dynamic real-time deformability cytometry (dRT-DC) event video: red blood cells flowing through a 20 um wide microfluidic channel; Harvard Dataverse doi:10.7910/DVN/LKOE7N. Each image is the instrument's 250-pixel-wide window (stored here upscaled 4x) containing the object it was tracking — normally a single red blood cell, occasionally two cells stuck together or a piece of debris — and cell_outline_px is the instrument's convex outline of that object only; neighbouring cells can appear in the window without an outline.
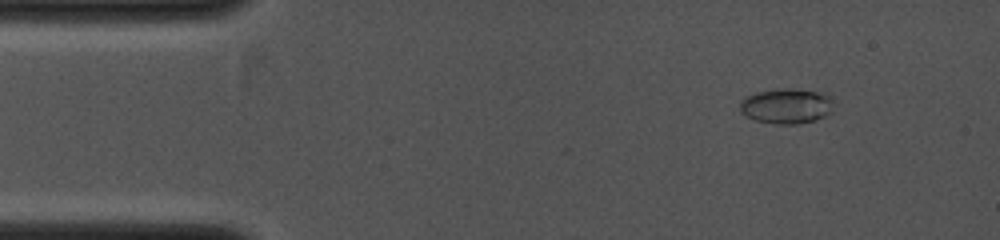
{"species": "common noctule bat (a hibernating species)", "species_latin": "Nyctalus noctula", "temperature_condition": "cold", "stored_images_in_passage": 4, "camera_frame_rate_fps": 4000, "um_per_image_px": 0.085, "animal": {"sex": "female", "body_mass_g": 19.0, "forearm_length_mm": 53.3}, "frame": {"image": 1, "passage_image": 2, "time_ms": 0.75, "image_size_px": [1000, 240], "cell_outline_px": [[832, 96], [828, 112], [824, 116], [816, 120], [796, 124], [776, 124], [756, 120], [740, 112], [740, 100], [744, 96], [756, 92], [784, 88], [792, 88], [828, 92]], "centroid_in_image_um": [66.83, 8.98], "position_along_channel_um": 18.2, "area_um2": 19.31}}